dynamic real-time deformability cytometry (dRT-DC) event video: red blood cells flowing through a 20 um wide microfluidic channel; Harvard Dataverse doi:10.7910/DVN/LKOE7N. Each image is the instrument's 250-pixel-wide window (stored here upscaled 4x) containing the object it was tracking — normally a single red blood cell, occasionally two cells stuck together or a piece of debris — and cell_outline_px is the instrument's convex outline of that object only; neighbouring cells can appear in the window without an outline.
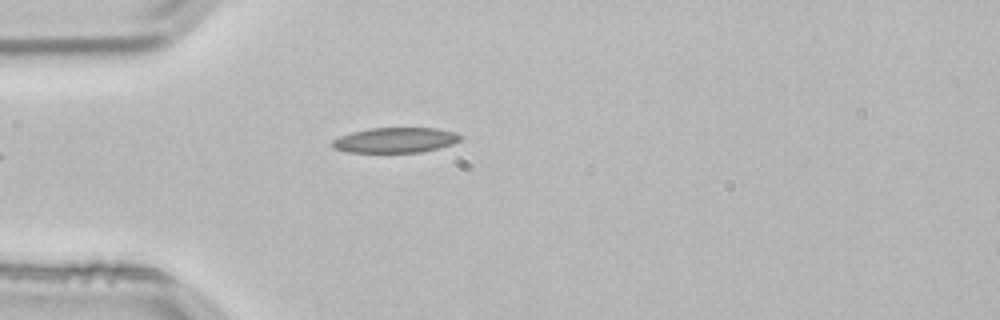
{"species": "common noctule bat (a hibernating species)", "species_latin": "Nyctalus noctula", "temperature_condition": "room temperature", "stored_images_in_passage": 1, "camera_frame_rate_fps": 3000, "um_per_image_px": 0.085, "animal": {"sex": "male", "body_mass_g": 21.5, "forearm_length_mm": 52.0}, "frame": {"image": 1, "passage_image": 1, "time_ms": 0.0, "image_size_px": [1000, 320], "cell_outline_px": [[464, 136], [460, 140], [452, 144], [420, 152], [348, 152], [332, 148], [332, 140], [340, 136], [352, 132], [368, 128], [436, 128], [456, 132]], "centroid_in_image_um": [33.61, 11.9], "position_along_channel_um": 51.4, "area_um2": 18.79}}